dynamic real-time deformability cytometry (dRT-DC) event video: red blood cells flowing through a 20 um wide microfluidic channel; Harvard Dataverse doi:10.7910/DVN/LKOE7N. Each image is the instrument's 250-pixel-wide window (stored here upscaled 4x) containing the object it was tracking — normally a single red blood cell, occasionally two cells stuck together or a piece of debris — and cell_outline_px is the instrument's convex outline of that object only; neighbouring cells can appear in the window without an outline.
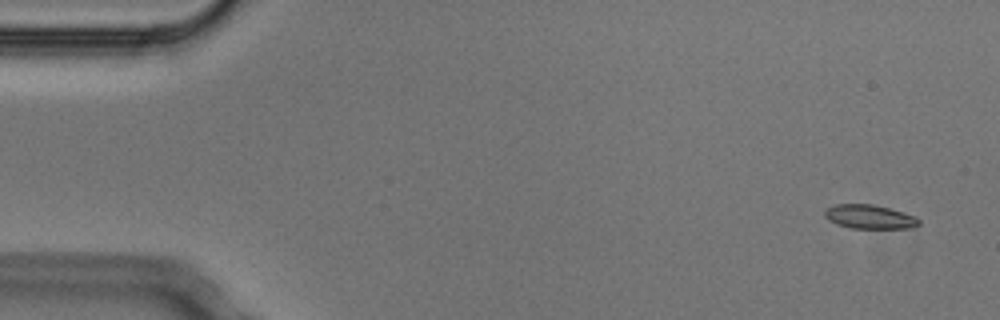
{"species": "Egyptian fruit bat (a non-hibernating species)", "species_latin": "Rousettus aegyptiacus", "temperature_condition": "cold", "stored_images_in_passage": 4, "camera_frame_rate_fps": 3000, "um_per_image_px": 0.085, "animal": {"sex": "male"}, "frame": {"image": 1, "passage_image": 1, "time_ms": 0.0, "image_size_px": [1000, 320], "cell_outline_px": [[920, 224], [912, 228], [852, 228], [836, 224], [828, 220], [824, 216], [824, 212], [828, 208], [836, 204], [872, 204], [904, 212], [916, 216], [920, 220]], "centroid_in_image_um": [73.93, 18.43], "position_along_channel_um": 11.1, "area_um2": 13.18}}
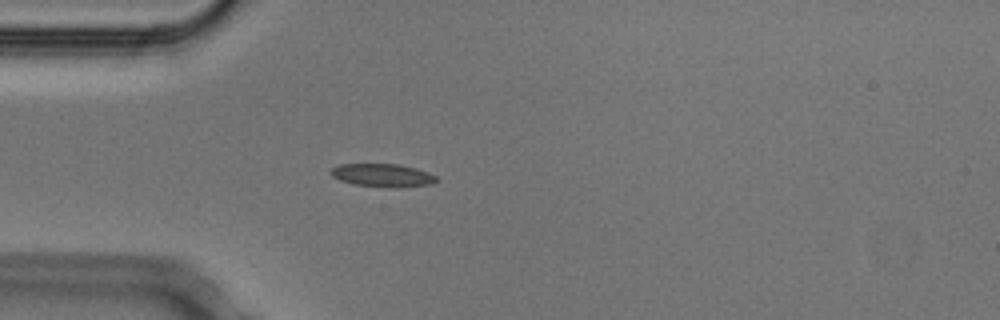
{"frame": {"image": 2, "passage_image": 4, "time_ms": 1.0, "image_size_px": [1000, 320], "cell_outline_px": [[440, 180], [432, 184], [356, 184], [340, 180], [332, 176], [328, 172], [332, 168], [340, 164], [400, 164], [416, 168], [428, 172], [436, 176]], "centroid_in_image_um": [32.47, 14.82], "position_along_channel_um": 52.5, "area_um2": 13.18}}